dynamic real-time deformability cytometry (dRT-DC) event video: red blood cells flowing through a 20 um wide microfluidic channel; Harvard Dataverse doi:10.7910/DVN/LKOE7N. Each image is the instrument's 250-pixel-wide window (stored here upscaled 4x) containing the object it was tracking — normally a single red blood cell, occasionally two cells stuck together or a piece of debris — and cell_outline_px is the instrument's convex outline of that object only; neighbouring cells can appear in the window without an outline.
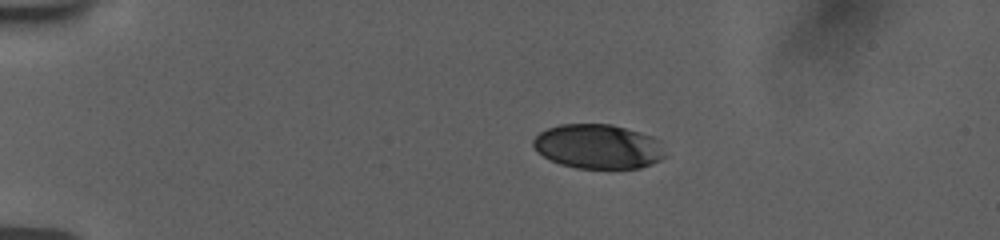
{"species": "human", "species_latin": "Homo sapiens", "temperature_condition": "room temperature", "stored_images_in_passage": 23, "camera_frame_rate_fps": 3000, "um_per_image_px": 0.085, "donor": {"sex": "female"}, "frame": {"image": 1, "passage_image": 7, "time_ms": 3.333, "image_size_px": [1000, 240], "cell_outline_px": [[668, 156], [652, 164], [640, 168], [576, 168], [560, 164], [536, 152], [532, 144], [532, 140], [540, 132], [548, 128], [560, 124], [612, 124], [640, 132], [652, 136], [656, 140]], "centroid_in_image_um": [50.83, 12.45], "position_along_channel_um": 34.2, "area_um2": 34.22}}
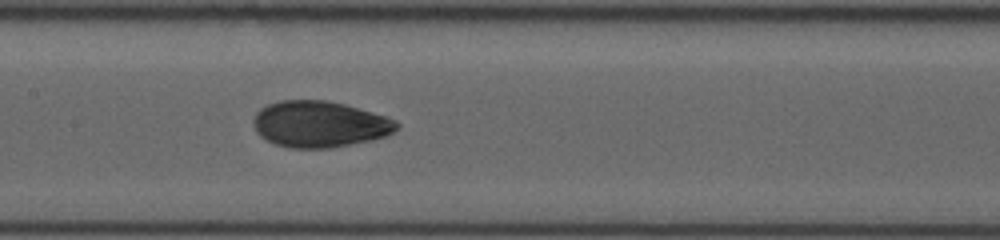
{"frame": {"image": 2, "passage_image": 16, "time_ms": 9.0, "image_size_px": [1000, 240], "cell_outline_px": [[400, 128], [384, 136], [372, 140], [328, 148], [288, 148], [276, 144], [260, 136], [256, 132], [252, 124], [252, 120], [256, 112], [260, 108], [268, 104], [280, 100], [324, 100], [344, 104], [388, 116], [396, 120], [400, 124]], "centroid_in_image_um": [27.16, 10.55], "position_along_channel_um": 180.2, "area_um2": 38.84}}
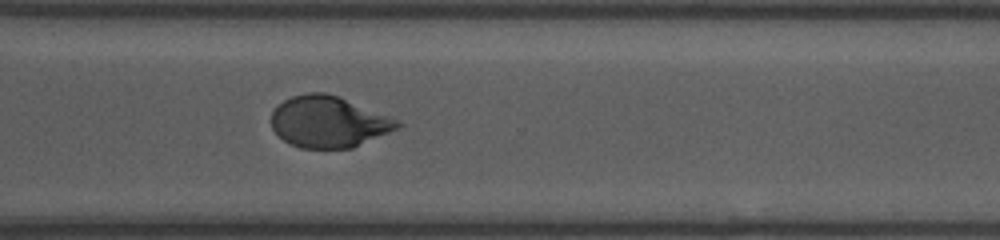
{"frame": {"image": 3, "passage_image": 23, "time_ms": 13.333, "image_size_px": [1000, 240], "cell_outline_px": [[404, 124], [400, 128], [352, 148], [300, 148], [288, 144], [272, 128], [272, 112], [276, 104], [292, 96], [308, 92], [324, 92], [340, 96], [400, 120]], "centroid_in_image_um": [27.95, 10.34], "position_along_channel_um": 342.6, "area_um2": 38.09}}